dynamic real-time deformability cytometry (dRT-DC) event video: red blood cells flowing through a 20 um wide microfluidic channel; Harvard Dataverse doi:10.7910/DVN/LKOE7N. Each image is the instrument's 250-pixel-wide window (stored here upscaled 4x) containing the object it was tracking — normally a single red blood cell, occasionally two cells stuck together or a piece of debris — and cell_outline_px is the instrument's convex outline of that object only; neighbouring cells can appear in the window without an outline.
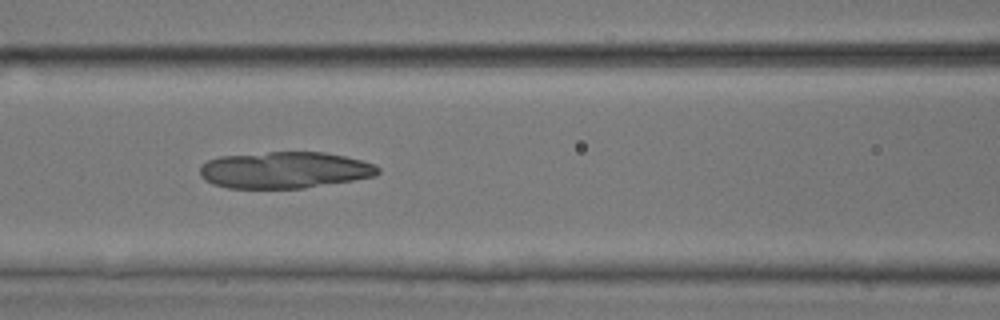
{"species": "common noctule bat (a hibernating species)", "species_latin": "Nyctalus noctula", "temperature_condition": "room temperature", "stored_images_in_passage": 50, "camera_frame_rate_fps": 3000, "um_per_image_px": 0.085, "animal": {"sex": "male", "body_mass_g": 17.9, "forearm_length_mm": 54.2}, "frame": {"image": 1, "passage_image": 22, "time_ms": 7.0, "image_size_px": [1000, 320], "cell_outline_px": [[380, 172], [376, 176], [304, 188], [228, 188], [212, 184], [204, 180], [200, 176], [200, 168], [208, 160], [220, 156], [268, 152], [324, 152], [344, 156], [376, 164], [380, 168]], "centroid_in_image_um": [24.19, 14.45], "position_along_channel_um": 142.4, "area_um2": 37.97}}
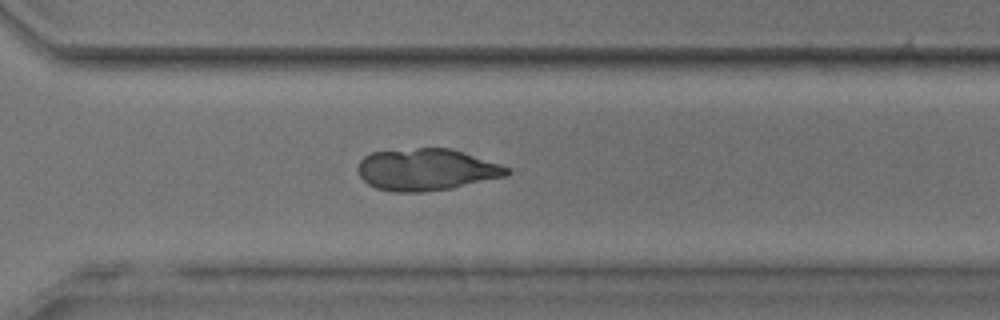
{"frame": {"image": 2, "passage_image": 36, "time_ms": 11.667, "image_size_px": [1000, 320], "cell_outline_px": [[512, 172], [508, 176], [452, 188], [424, 192], [392, 192], [376, 188], [368, 184], [360, 176], [356, 168], [360, 160], [364, 156], [372, 152], [416, 148], [448, 148], [500, 164], [512, 168]], "centroid_in_image_um": [36.25, 14.43], "position_along_channel_um": 334.4, "area_um2": 36.47}}
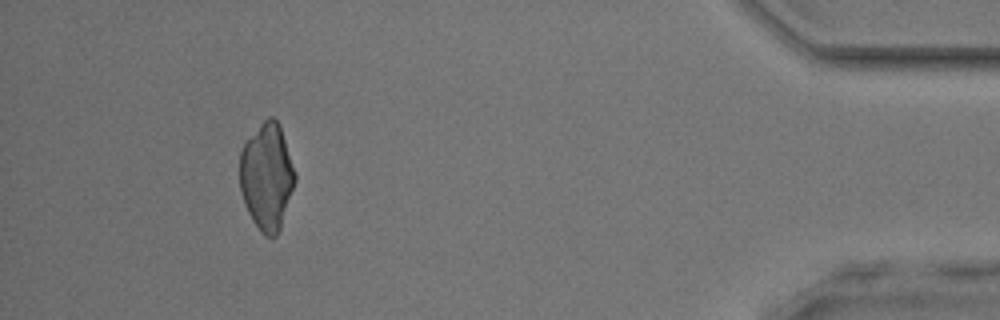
{"frame": {"image": 3, "passage_image": 46, "time_ms": 15.0, "image_size_px": [1000, 320], "cell_outline_px": [[296, 180], [280, 228], [276, 236], [264, 236], [260, 232], [252, 220], [244, 204], [240, 192], [240, 152], [244, 144], [260, 124], [268, 116], [272, 116], [276, 120], [280, 128], [296, 172]], "centroid_in_image_um": [22.67, 15.03], "position_along_channel_um": 412.5, "area_um2": 34.16}}